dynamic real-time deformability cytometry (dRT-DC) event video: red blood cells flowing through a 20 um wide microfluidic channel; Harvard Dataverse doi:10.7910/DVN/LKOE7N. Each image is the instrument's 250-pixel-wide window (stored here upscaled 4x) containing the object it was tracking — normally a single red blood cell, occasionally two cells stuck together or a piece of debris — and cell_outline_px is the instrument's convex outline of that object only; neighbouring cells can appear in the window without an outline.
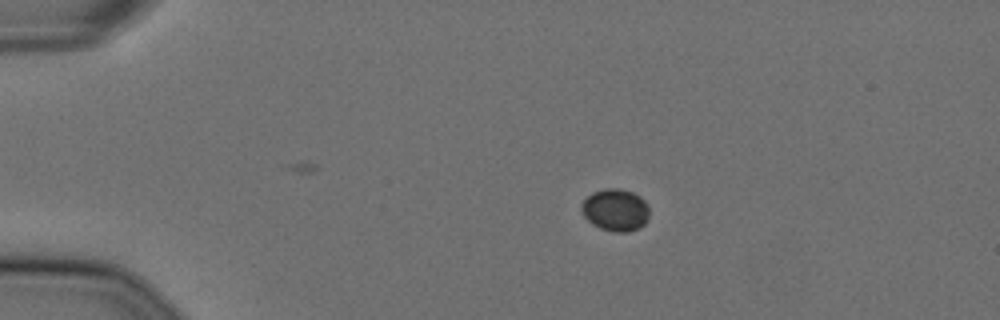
{"species": "Egyptian fruit bat (a non-hibernating species)", "species_latin": "Rousettus aegyptiacus", "temperature_condition": "cold", "stored_images_in_passage": 48, "camera_frame_rate_fps": 3000, "um_per_image_px": 0.085, "animal": {"sex": "female"}, "frame": {"image": 1, "passage_image": 11, "time_ms": 3.333, "image_size_px": [1000, 320], "cell_outline_px": [[648, 220], [640, 228], [628, 232], [612, 232], [600, 228], [592, 224], [584, 216], [580, 208], [580, 204], [592, 192], [604, 188], [620, 188], [632, 192], [640, 196], [648, 204]], "centroid_in_image_um": [52.31, 17.85], "position_along_channel_um": 32.7, "area_um2": 16.94}}
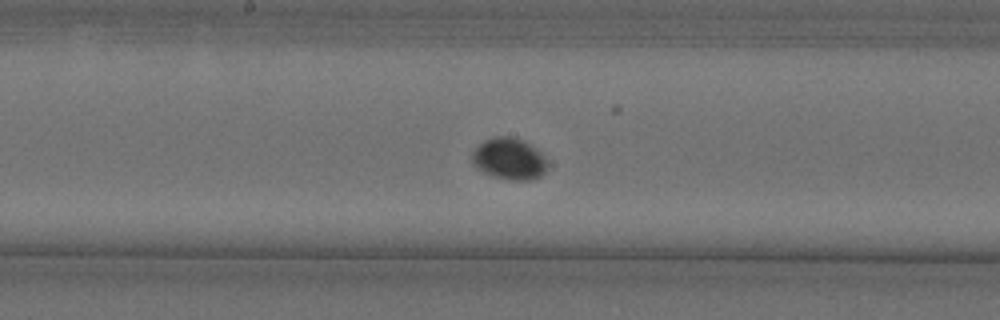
{"frame": {"image": 2, "passage_image": 30, "time_ms": 9.667, "image_size_px": [1000, 320], "cell_outline_px": [[548, 164], [544, 172], [540, 176], [532, 180], [508, 180], [492, 176], [476, 168], [472, 164], [472, 152], [484, 140], [496, 136], [512, 136], [524, 140], [540, 152], [544, 156]], "centroid_in_image_um": [43.27, 13.5], "position_along_channel_um": 204.9, "area_um2": 18.38}}
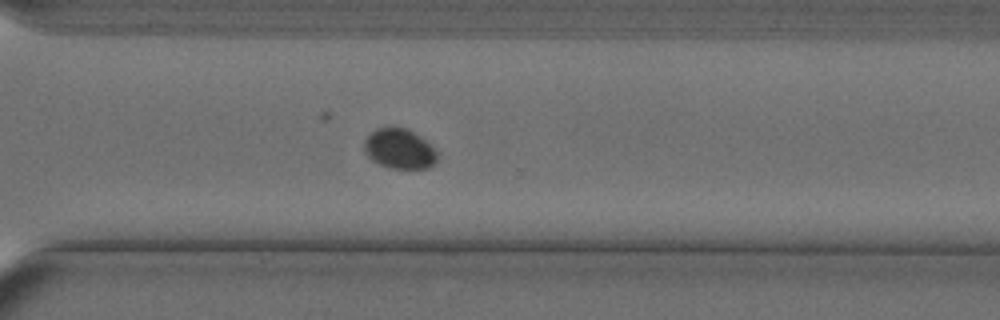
{"frame": {"image": 3, "passage_image": 41, "time_ms": 13.333, "image_size_px": [1000, 320], "cell_outline_px": [[436, 160], [428, 168], [388, 168], [372, 160], [364, 152], [364, 140], [376, 128], [404, 128], [420, 136], [436, 152]], "centroid_in_image_um": [33.9, 12.66], "position_along_channel_um": 336.7, "area_um2": 16.59}}